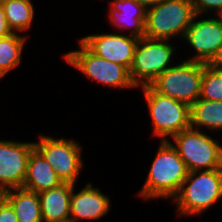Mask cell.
<instances>
[{
	"label": "cell",
	"mask_w": 222,
	"mask_h": 222,
	"mask_svg": "<svg viewBox=\"0 0 222 222\" xmlns=\"http://www.w3.org/2000/svg\"><path fill=\"white\" fill-rule=\"evenodd\" d=\"M185 162L169 141H160L149 173L138 196L144 200L172 199L187 178Z\"/></svg>",
	"instance_id": "6da1fadb"
},
{
	"label": "cell",
	"mask_w": 222,
	"mask_h": 222,
	"mask_svg": "<svg viewBox=\"0 0 222 222\" xmlns=\"http://www.w3.org/2000/svg\"><path fill=\"white\" fill-rule=\"evenodd\" d=\"M172 199L178 217L202 215L222 199V168L188 172Z\"/></svg>",
	"instance_id": "7a4b0ae2"
},
{
	"label": "cell",
	"mask_w": 222,
	"mask_h": 222,
	"mask_svg": "<svg viewBox=\"0 0 222 222\" xmlns=\"http://www.w3.org/2000/svg\"><path fill=\"white\" fill-rule=\"evenodd\" d=\"M195 15L190 0H164L147 9L144 37L181 40Z\"/></svg>",
	"instance_id": "3957f363"
},
{
	"label": "cell",
	"mask_w": 222,
	"mask_h": 222,
	"mask_svg": "<svg viewBox=\"0 0 222 222\" xmlns=\"http://www.w3.org/2000/svg\"><path fill=\"white\" fill-rule=\"evenodd\" d=\"M142 91L152 120V133L159 141H169V137L191 127L189 105L156 92L150 85L143 86Z\"/></svg>",
	"instance_id": "277c9868"
},
{
	"label": "cell",
	"mask_w": 222,
	"mask_h": 222,
	"mask_svg": "<svg viewBox=\"0 0 222 222\" xmlns=\"http://www.w3.org/2000/svg\"><path fill=\"white\" fill-rule=\"evenodd\" d=\"M170 139L189 172L222 168V145L212 135L190 127Z\"/></svg>",
	"instance_id": "5b68a950"
},
{
	"label": "cell",
	"mask_w": 222,
	"mask_h": 222,
	"mask_svg": "<svg viewBox=\"0 0 222 222\" xmlns=\"http://www.w3.org/2000/svg\"><path fill=\"white\" fill-rule=\"evenodd\" d=\"M170 40L139 39L129 74L136 88L150 85L160 74L172 67L175 46ZM171 63V64H170Z\"/></svg>",
	"instance_id": "8992f818"
},
{
	"label": "cell",
	"mask_w": 222,
	"mask_h": 222,
	"mask_svg": "<svg viewBox=\"0 0 222 222\" xmlns=\"http://www.w3.org/2000/svg\"><path fill=\"white\" fill-rule=\"evenodd\" d=\"M78 42L80 46L78 50L63 55L67 64L98 84L115 89L136 88L131 81L129 70L125 66L97 56L80 39Z\"/></svg>",
	"instance_id": "52a82bcc"
},
{
	"label": "cell",
	"mask_w": 222,
	"mask_h": 222,
	"mask_svg": "<svg viewBox=\"0 0 222 222\" xmlns=\"http://www.w3.org/2000/svg\"><path fill=\"white\" fill-rule=\"evenodd\" d=\"M206 63L182 61L160 74L150 86L158 93L191 106L200 98Z\"/></svg>",
	"instance_id": "ba28073f"
},
{
	"label": "cell",
	"mask_w": 222,
	"mask_h": 222,
	"mask_svg": "<svg viewBox=\"0 0 222 222\" xmlns=\"http://www.w3.org/2000/svg\"><path fill=\"white\" fill-rule=\"evenodd\" d=\"M34 148L45 158L62 182L75 184L84 167L82 151L75 139H55L40 134Z\"/></svg>",
	"instance_id": "9c48e42d"
},
{
	"label": "cell",
	"mask_w": 222,
	"mask_h": 222,
	"mask_svg": "<svg viewBox=\"0 0 222 222\" xmlns=\"http://www.w3.org/2000/svg\"><path fill=\"white\" fill-rule=\"evenodd\" d=\"M199 17L194 16L183 38L195 52L187 61L214 64L222 52V16Z\"/></svg>",
	"instance_id": "30bf717a"
},
{
	"label": "cell",
	"mask_w": 222,
	"mask_h": 222,
	"mask_svg": "<svg viewBox=\"0 0 222 222\" xmlns=\"http://www.w3.org/2000/svg\"><path fill=\"white\" fill-rule=\"evenodd\" d=\"M34 149V142L0 140V187L9 190L23 186Z\"/></svg>",
	"instance_id": "8fae6325"
},
{
	"label": "cell",
	"mask_w": 222,
	"mask_h": 222,
	"mask_svg": "<svg viewBox=\"0 0 222 222\" xmlns=\"http://www.w3.org/2000/svg\"><path fill=\"white\" fill-rule=\"evenodd\" d=\"M80 40L97 56L131 68L139 38L118 33L90 34Z\"/></svg>",
	"instance_id": "7c38bea8"
},
{
	"label": "cell",
	"mask_w": 222,
	"mask_h": 222,
	"mask_svg": "<svg viewBox=\"0 0 222 222\" xmlns=\"http://www.w3.org/2000/svg\"><path fill=\"white\" fill-rule=\"evenodd\" d=\"M73 187L70 199V217L69 222H78L80 220H97L104 217L110 210V197L103 194L99 188L87 183L79 192Z\"/></svg>",
	"instance_id": "4fadbf2b"
},
{
	"label": "cell",
	"mask_w": 222,
	"mask_h": 222,
	"mask_svg": "<svg viewBox=\"0 0 222 222\" xmlns=\"http://www.w3.org/2000/svg\"><path fill=\"white\" fill-rule=\"evenodd\" d=\"M110 4L108 19L116 30H129L131 36L144 37L147 9L143 5L136 0H111Z\"/></svg>",
	"instance_id": "5bb4252c"
},
{
	"label": "cell",
	"mask_w": 222,
	"mask_h": 222,
	"mask_svg": "<svg viewBox=\"0 0 222 222\" xmlns=\"http://www.w3.org/2000/svg\"><path fill=\"white\" fill-rule=\"evenodd\" d=\"M74 186L73 183L63 182L55 188L38 193L43 222H69Z\"/></svg>",
	"instance_id": "9a60e30c"
},
{
	"label": "cell",
	"mask_w": 222,
	"mask_h": 222,
	"mask_svg": "<svg viewBox=\"0 0 222 222\" xmlns=\"http://www.w3.org/2000/svg\"><path fill=\"white\" fill-rule=\"evenodd\" d=\"M62 180L57 176L51 165L34 149L28 160L27 174L23 188L40 193L59 186Z\"/></svg>",
	"instance_id": "2e32d148"
},
{
	"label": "cell",
	"mask_w": 222,
	"mask_h": 222,
	"mask_svg": "<svg viewBox=\"0 0 222 222\" xmlns=\"http://www.w3.org/2000/svg\"><path fill=\"white\" fill-rule=\"evenodd\" d=\"M6 201L12 206L18 222H43L38 193L23 187L7 190Z\"/></svg>",
	"instance_id": "e0dca14e"
},
{
	"label": "cell",
	"mask_w": 222,
	"mask_h": 222,
	"mask_svg": "<svg viewBox=\"0 0 222 222\" xmlns=\"http://www.w3.org/2000/svg\"><path fill=\"white\" fill-rule=\"evenodd\" d=\"M191 127L212 131H222V101L197 99L190 106Z\"/></svg>",
	"instance_id": "ac0fdd59"
},
{
	"label": "cell",
	"mask_w": 222,
	"mask_h": 222,
	"mask_svg": "<svg viewBox=\"0 0 222 222\" xmlns=\"http://www.w3.org/2000/svg\"><path fill=\"white\" fill-rule=\"evenodd\" d=\"M2 4L11 31L18 34L29 31L35 15L32 0H4Z\"/></svg>",
	"instance_id": "d6986e66"
},
{
	"label": "cell",
	"mask_w": 222,
	"mask_h": 222,
	"mask_svg": "<svg viewBox=\"0 0 222 222\" xmlns=\"http://www.w3.org/2000/svg\"><path fill=\"white\" fill-rule=\"evenodd\" d=\"M27 37L13 33L8 37L0 38V79L20 66Z\"/></svg>",
	"instance_id": "ffe728a7"
},
{
	"label": "cell",
	"mask_w": 222,
	"mask_h": 222,
	"mask_svg": "<svg viewBox=\"0 0 222 222\" xmlns=\"http://www.w3.org/2000/svg\"><path fill=\"white\" fill-rule=\"evenodd\" d=\"M201 99L222 101V68L206 64L201 81Z\"/></svg>",
	"instance_id": "44dd1931"
},
{
	"label": "cell",
	"mask_w": 222,
	"mask_h": 222,
	"mask_svg": "<svg viewBox=\"0 0 222 222\" xmlns=\"http://www.w3.org/2000/svg\"><path fill=\"white\" fill-rule=\"evenodd\" d=\"M196 14L222 16V0H190ZM210 12V13H209Z\"/></svg>",
	"instance_id": "7402d4cb"
},
{
	"label": "cell",
	"mask_w": 222,
	"mask_h": 222,
	"mask_svg": "<svg viewBox=\"0 0 222 222\" xmlns=\"http://www.w3.org/2000/svg\"><path fill=\"white\" fill-rule=\"evenodd\" d=\"M0 222H18L12 206L6 200L0 206Z\"/></svg>",
	"instance_id": "603a6c76"
},
{
	"label": "cell",
	"mask_w": 222,
	"mask_h": 222,
	"mask_svg": "<svg viewBox=\"0 0 222 222\" xmlns=\"http://www.w3.org/2000/svg\"><path fill=\"white\" fill-rule=\"evenodd\" d=\"M13 34L11 31L6 15L4 13L3 4L0 2V38H5Z\"/></svg>",
	"instance_id": "cb8c5ba5"
},
{
	"label": "cell",
	"mask_w": 222,
	"mask_h": 222,
	"mask_svg": "<svg viewBox=\"0 0 222 222\" xmlns=\"http://www.w3.org/2000/svg\"><path fill=\"white\" fill-rule=\"evenodd\" d=\"M139 4L143 5L146 9L161 3L164 0H136Z\"/></svg>",
	"instance_id": "d4e9b609"
},
{
	"label": "cell",
	"mask_w": 222,
	"mask_h": 222,
	"mask_svg": "<svg viewBox=\"0 0 222 222\" xmlns=\"http://www.w3.org/2000/svg\"><path fill=\"white\" fill-rule=\"evenodd\" d=\"M6 193H7V190H5L4 188L0 187V206L6 200Z\"/></svg>",
	"instance_id": "484cf974"
},
{
	"label": "cell",
	"mask_w": 222,
	"mask_h": 222,
	"mask_svg": "<svg viewBox=\"0 0 222 222\" xmlns=\"http://www.w3.org/2000/svg\"><path fill=\"white\" fill-rule=\"evenodd\" d=\"M217 67L222 68V52L219 56V58L216 60V62L214 63Z\"/></svg>",
	"instance_id": "4316f807"
}]
</instances>
